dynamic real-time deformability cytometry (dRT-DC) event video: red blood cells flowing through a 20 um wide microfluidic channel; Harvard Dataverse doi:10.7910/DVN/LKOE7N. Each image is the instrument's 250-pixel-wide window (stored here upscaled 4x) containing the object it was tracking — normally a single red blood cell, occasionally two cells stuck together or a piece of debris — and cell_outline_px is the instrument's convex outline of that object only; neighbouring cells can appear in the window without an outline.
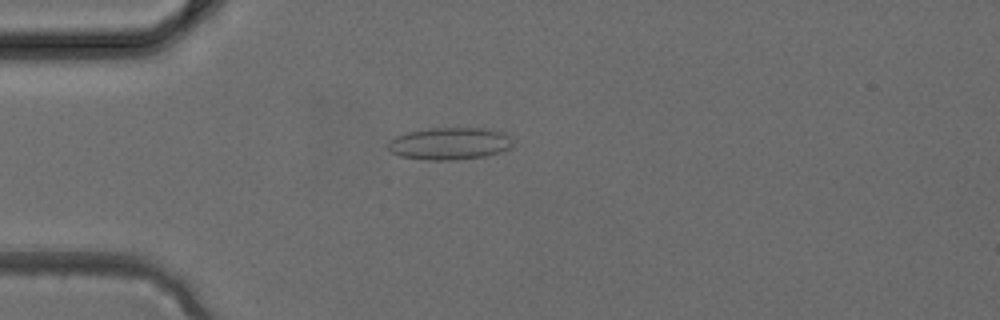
{"species": "common noctule bat (a hibernating species)", "species_latin": "Nyctalus noctula", "temperature_condition": "cold", "stored_images_in_passage": 3, "camera_frame_rate_fps": 3000, "um_per_image_px": 0.085, "animal": {"sex": "female", "body_mass_g": 24.6, "forearm_length_mm": 56.2}, "frame": {"image": 1, "passage_image": 3, "time_ms": 0.667, "image_size_px": [1000, 320], "cell_outline_px": [[512, 148], [500, 152], [484, 156], [456, 160], [424, 160], [400, 156], [392, 152], [388, 148], [388, 140], [396, 136], [408, 132], [428, 128], [488, 128], [504, 132], [508, 136], [512, 144]], "centroid_in_image_um": [38.21, 12.2], "position_along_channel_um": 46.8, "area_um2": 23.58}}